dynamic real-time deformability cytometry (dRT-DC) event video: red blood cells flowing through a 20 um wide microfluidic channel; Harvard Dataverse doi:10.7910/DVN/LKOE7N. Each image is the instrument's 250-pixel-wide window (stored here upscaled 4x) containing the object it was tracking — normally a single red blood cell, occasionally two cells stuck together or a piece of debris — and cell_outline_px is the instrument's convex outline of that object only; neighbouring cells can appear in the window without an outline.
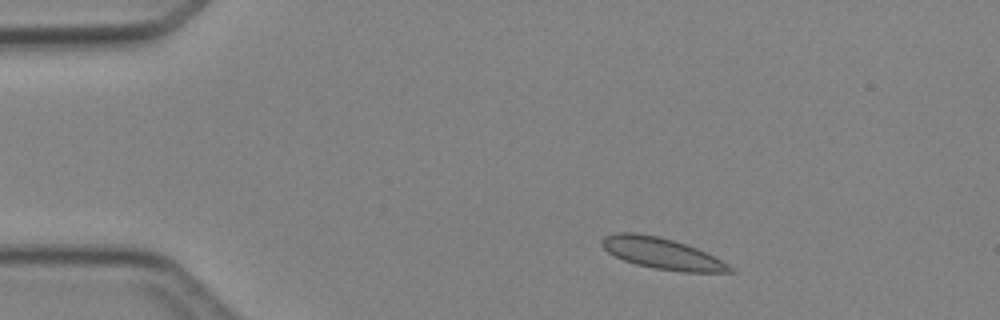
{"species": "Egyptian fruit bat (a non-hibernating species)", "species_latin": "Rousettus aegyptiacus", "temperature_condition": "cold", "stored_images_in_passage": 4, "camera_frame_rate_fps": 3000, "um_per_image_px": 0.085, "animal": {"sex": "female"}, "frame": {"image": 1, "passage_image": 2, "time_ms": 1.0, "image_size_px": [1000, 320], "cell_outline_px": [[736, 272], [684, 272], [652, 268], [636, 264], [624, 260], [608, 252], [600, 244], [600, 240], [604, 236], [616, 232], [636, 232], [660, 236], [696, 248], [728, 264]], "centroid_in_image_um": [56.21, 21.53], "position_along_channel_um": 28.8, "area_um2": 23.12}}
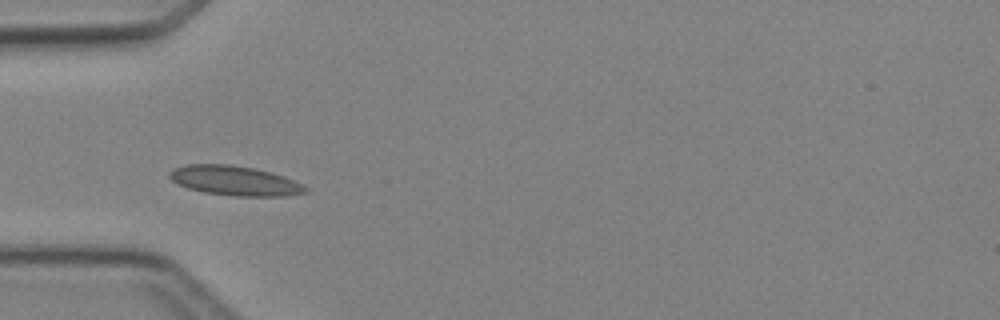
{"frame": {"image": 2, "passage_image": 4, "time_ms": 3.333, "image_size_px": [1000, 320], "cell_outline_px": [[308, 192], [284, 196], [232, 196], [204, 192], [188, 188], [172, 180], [168, 176], [168, 172], [184, 164], [232, 164], [256, 168], [272, 172], [284, 176], [308, 188]], "centroid_in_image_um": [19.95, 15.35], "position_along_channel_um": 65.0, "area_um2": 23.52}}